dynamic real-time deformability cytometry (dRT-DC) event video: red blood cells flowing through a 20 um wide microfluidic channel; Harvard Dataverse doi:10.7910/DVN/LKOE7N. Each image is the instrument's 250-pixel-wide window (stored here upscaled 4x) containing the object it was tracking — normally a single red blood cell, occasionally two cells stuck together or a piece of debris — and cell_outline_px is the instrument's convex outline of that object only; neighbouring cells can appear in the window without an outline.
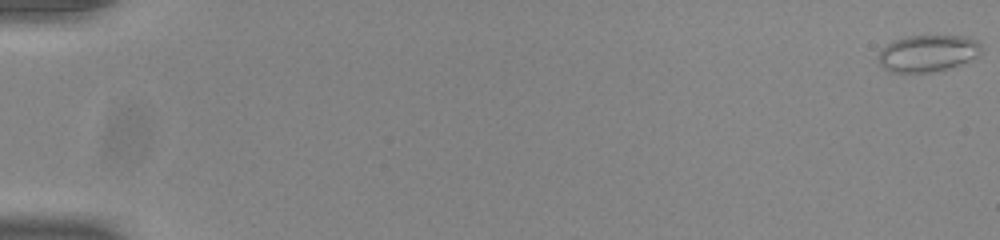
{"species": "common noctule bat (a hibernating species)", "species_latin": "Nyctalus noctula", "temperature_condition": "room temperature", "stored_images_in_passage": 55, "camera_frame_rate_fps": 3000, "um_per_image_px": 0.085, "animal": {"sex": "male", "body_mass_g": 20.0, "forearm_length_mm": 53.3}, "frame": {"image": 1, "passage_image": 1, "time_ms": 0.0, "image_size_px": [1000, 240], "cell_outline_px": [[980, 52], [976, 56], [968, 60], [932, 72], [888, 72], [880, 64], [880, 52], [892, 40], [908, 36], [968, 36], [976, 40], [980, 44]], "centroid_in_image_um": [78.83, 4.51], "position_along_channel_um": 6.2, "area_um2": 21.5}}
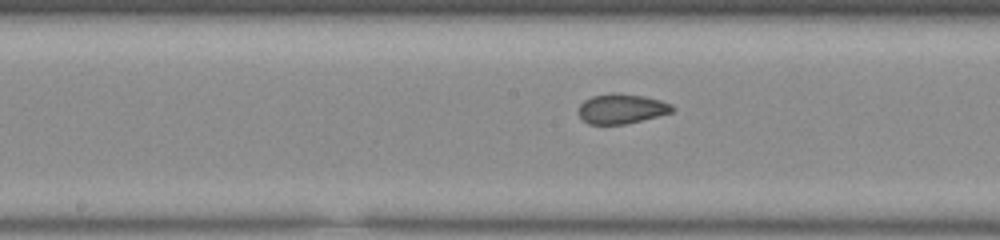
{"frame": {"image": 2, "passage_image": 30, "time_ms": 9.667, "image_size_px": [1000, 240], "cell_outline_px": [[676, 108], [672, 112], [624, 124], [588, 124], [576, 112], [576, 108], [584, 100], [592, 96], [612, 92], [616, 92], [644, 96], [660, 100], [672, 104]], "centroid_in_image_um": [52.79, 9.22], "position_along_channel_um": 195.4, "area_um2": 16.42}}
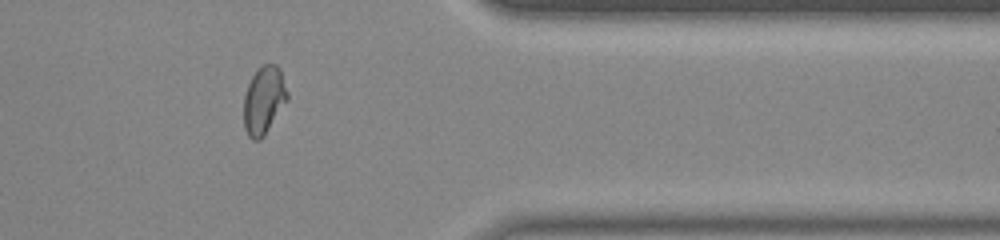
{"frame": {"image": 3, "passage_image": 46, "time_ms": 15.0, "image_size_px": [1000, 240], "cell_outline_px": [[288, 100], [264, 136], [260, 140], [252, 140], [248, 136], [244, 128], [244, 96], [248, 84], [252, 76], [264, 64], [276, 64], [280, 68], [288, 92]], "centroid_in_image_um": [22.44, 8.54], "position_along_channel_um": 389.0, "area_um2": 17.28}, "authors_computed_cell_mechanics": {"area_um2": 17.5134, "velocity_mm_per_s": 3.8774, "shape_relaxation_time_tau1_ms": null, "shape_relaxation_time_tau2_ms": 0.9943, "deformation_change_tau1": null, "deformation_change_tau2": 0.0582}}